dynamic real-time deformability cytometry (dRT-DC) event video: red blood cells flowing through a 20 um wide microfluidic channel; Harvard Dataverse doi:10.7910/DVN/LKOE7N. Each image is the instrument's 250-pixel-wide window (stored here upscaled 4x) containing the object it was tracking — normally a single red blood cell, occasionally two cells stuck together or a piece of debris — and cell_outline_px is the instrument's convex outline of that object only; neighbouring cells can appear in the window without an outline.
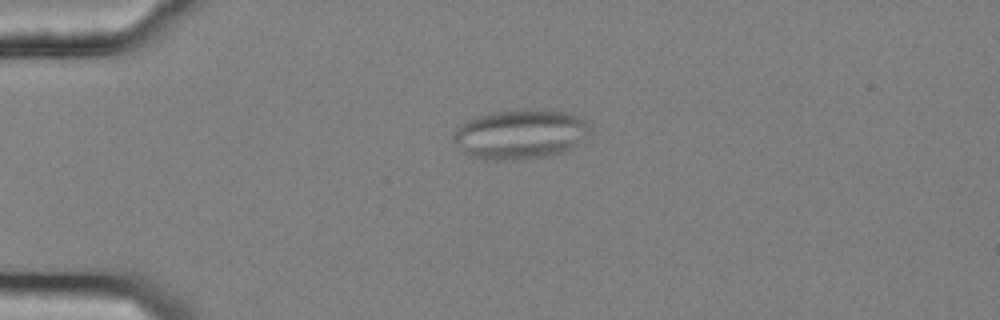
{"species": "common noctule bat (a hibernating species)", "species_latin": "Nyctalus noctula", "temperature_condition": "cold", "stored_images_in_passage": 43, "camera_frame_rate_fps": 3000, "um_per_image_px": 0.085, "animal": {"sex": "female", "body_mass_g": 25.1}, "frame": {"image": 1, "passage_image": 1, "time_ms": 0.0, "image_size_px": [1000, 320], "cell_outline_px": [[592, 132], [572, 148], [564, 152], [548, 156], [516, 160], [496, 160], [468, 156], [452, 140], [452, 136], [456, 128], [460, 124], [476, 116], [496, 112], [528, 108], [532, 108], [568, 112], [580, 116], [592, 128]], "centroid_in_image_um": [44.25, 11.4], "position_along_channel_um": 40.8, "area_um2": 40.0}}
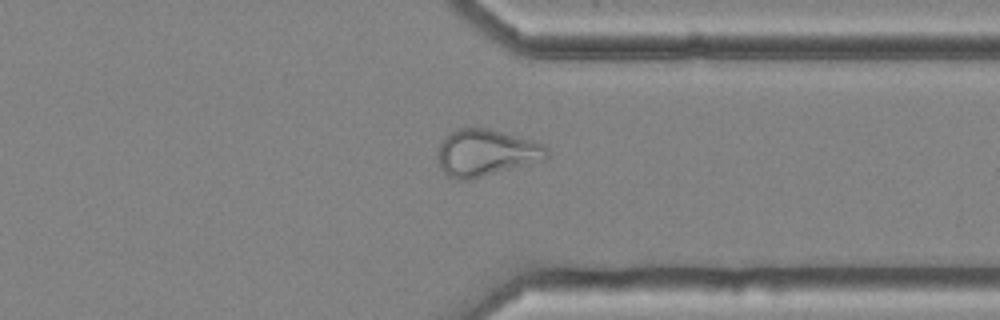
{"frame": {"image": 2, "passage_image": 31, "time_ms": 10.0, "image_size_px": [1000, 320], "cell_outline_px": [[548, 156], [544, 160], [472, 180], [456, 180], [448, 176], [440, 168], [436, 156], [440, 144], [456, 128], [488, 128], [528, 140], [540, 144], [548, 148]], "centroid_in_image_um": [41.27, 13.02], "position_along_channel_um": 370.1, "area_um2": 29.59}, "authors_computed_cell_mechanics": {"area_um2": 28.9578, "velocity_mm_per_s": 3.6283, "shape_relaxation_time_tau1_ms": null, "shape_relaxation_time_tau2_ms": 1.5732, "deformation_change_tau1": null, "deformation_change_tau2": 0.0742}}